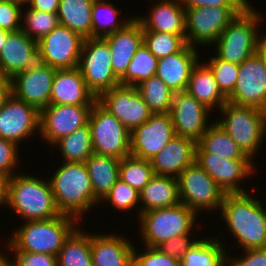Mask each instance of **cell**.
I'll return each instance as SVG.
<instances>
[{
    "label": "cell",
    "instance_id": "1",
    "mask_svg": "<svg viewBox=\"0 0 266 266\" xmlns=\"http://www.w3.org/2000/svg\"><path fill=\"white\" fill-rule=\"evenodd\" d=\"M264 204L250 192L226 193L223 199L218 213L222 218L220 221H224L227 232L235 238V247L242 248V251L266 247Z\"/></svg>",
    "mask_w": 266,
    "mask_h": 266
},
{
    "label": "cell",
    "instance_id": "2",
    "mask_svg": "<svg viewBox=\"0 0 266 266\" xmlns=\"http://www.w3.org/2000/svg\"><path fill=\"white\" fill-rule=\"evenodd\" d=\"M81 225L69 215L21 222L6 240L11 253H46L58 256L64 241Z\"/></svg>",
    "mask_w": 266,
    "mask_h": 266
},
{
    "label": "cell",
    "instance_id": "3",
    "mask_svg": "<svg viewBox=\"0 0 266 266\" xmlns=\"http://www.w3.org/2000/svg\"><path fill=\"white\" fill-rule=\"evenodd\" d=\"M49 182L61 214L72 216L81 223L82 217H86L84 213L99 206L85 162H61L53 175H49Z\"/></svg>",
    "mask_w": 266,
    "mask_h": 266
},
{
    "label": "cell",
    "instance_id": "4",
    "mask_svg": "<svg viewBox=\"0 0 266 266\" xmlns=\"http://www.w3.org/2000/svg\"><path fill=\"white\" fill-rule=\"evenodd\" d=\"M8 210L23 222L61 215L48 178L20 171L9 178Z\"/></svg>",
    "mask_w": 266,
    "mask_h": 266
},
{
    "label": "cell",
    "instance_id": "5",
    "mask_svg": "<svg viewBox=\"0 0 266 266\" xmlns=\"http://www.w3.org/2000/svg\"><path fill=\"white\" fill-rule=\"evenodd\" d=\"M251 4L220 34L214 53L225 61L241 64L259 50L264 13ZM261 23V24H260ZM261 27V28H260Z\"/></svg>",
    "mask_w": 266,
    "mask_h": 266
},
{
    "label": "cell",
    "instance_id": "6",
    "mask_svg": "<svg viewBox=\"0 0 266 266\" xmlns=\"http://www.w3.org/2000/svg\"><path fill=\"white\" fill-rule=\"evenodd\" d=\"M218 112L221 116L215 117V122L257 164L256 155L266 138V112L254 107L238 106L228 101Z\"/></svg>",
    "mask_w": 266,
    "mask_h": 266
},
{
    "label": "cell",
    "instance_id": "7",
    "mask_svg": "<svg viewBox=\"0 0 266 266\" xmlns=\"http://www.w3.org/2000/svg\"><path fill=\"white\" fill-rule=\"evenodd\" d=\"M197 218L199 216L182 203L140 213L136 221L137 231L143 241L142 247H158L174 237L196 231L193 229H196L195 225L196 227L198 225L196 224Z\"/></svg>",
    "mask_w": 266,
    "mask_h": 266
},
{
    "label": "cell",
    "instance_id": "8",
    "mask_svg": "<svg viewBox=\"0 0 266 266\" xmlns=\"http://www.w3.org/2000/svg\"><path fill=\"white\" fill-rule=\"evenodd\" d=\"M180 202L194 211L219 213L226 193L196 161L177 177Z\"/></svg>",
    "mask_w": 266,
    "mask_h": 266
},
{
    "label": "cell",
    "instance_id": "9",
    "mask_svg": "<svg viewBox=\"0 0 266 266\" xmlns=\"http://www.w3.org/2000/svg\"><path fill=\"white\" fill-rule=\"evenodd\" d=\"M88 89L98 98L103 92L120 85L112 66L109 43L101 37L85 38L77 67Z\"/></svg>",
    "mask_w": 266,
    "mask_h": 266
},
{
    "label": "cell",
    "instance_id": "10",
    "mask_svg": "<svg viewBox=\"0 0 266 266\" xmlns=\"http://www.w3.org/2000/svg\"><path fill=\"white\" fill-rule=\"evenodd\" d=\"M247 7L185 8L186 42L197 47H211L222 31Z\"/></svg>",
    "mask_w": 266,
    "mask_h": 266
},
{
    "label": "cell",
    "instance_id": "11",
    "mask_svg": "<svg viewBox=\"0 0 266 266\" xmlns=\"http://www.w3.org/2000/svg\"><path fill=\"white\" fill-rule=\"evenodd\" d=\"M88 124L95 154L118 159L130 155L131 132L98 101L91 108Z\"/></svg>",
    "mask_w": 266,
    "mask_h": 266
},
{
    "label": "cell",
    "instance_id": "12",
    "mask_svg": "<svg viewBox=\"0 0 266 266\" xmlns=\"http://www.w3.org/2000/svg\"><path fill=\"white\" fill-rule=\"evenodd\" d=\"M195 161L225 193L248 192L242 183L247 179L252 180L253 175L257 174V166L251 159L210 157V154L206 153L198 144L195 148ZM251 177L252 179H249Z\"/></svg>",
    "mask_w": 266,
    "mask_h": 266
},
{
    "label": "cell",
    "instance_id": "13",
    "mask_svg": "<svg viewBox=\"0 0 266 266\" xmlns=\"http://www.w3.org/2000/svg\"><path fill=\"white\" fill-rule=\"evenodd\" d=\"M227 101L266 112V61L259 50L239 65L238 79Z\"/></svg>",
    "mask_w": 266,
    "mask_h": 266
},
{
    "label": "cell",
    "instance_id": "14",
    "mask_svg": "<svg viewBox=\"0 0 266 266\" xmlns=\"http://www.w3.org/2000/svg\"><path fill=\"white\" fill-rule=\"evenodd\" d=\"M92 106L48 105L40 111L39 138L52 146L88 124ZM46 141V142H45Z\"/></svg>",
    "mask_w": 266,
    "mask_h": 266
},
{
    "label": "cell",
    "instance_id": "15",
    "mask_svg": "<svg viewBox=\"0 0 266 266\" xmlns=\"http://www.w3.org/2000/svg\"><path fill=\"white\" fill-rule=\"evenodd\" d=\"M97 101L130 132L145 123L152 112L136 87L118 85L103 92Z\"/></svg>",
    "mask_w": 266,
    "mask_h": 266
},
{
    "label": "cell",
    "instance_id": "16",
    "mask_svg": "<svg viewBox=\"0 0 266 266\" xmlns=\"http://www.w3.org/2000/svg\"><path fill=\"white\" fill-rule=\"evenodd\" d=\"M45 58L38 41L28 37L22 30L10 32L0 51V72L13 78L22 71L42 69Z\"/></svg>",
    "mask_w": 266,
    "mask_h": 266
},
{
    "label": "cell",
    "instance_id": "17",
    "mask_svg": "<svg viewBox=\"0 0 266 266\" xmlns=\"http://www.w3.org/2000/svg\"><path fill=\"white\" fill-rule=\"evenodd\" d=\"M39 122L40 112L12 95L0 108V138L20 146L27 139L39 137Z\"/></svg>",
    "mask_w": 266,
    "mask_h": 266
},
{
    "label": "cell",
    "instance_id": "18",
    "mask_svg": "<svg viewBox=\"0 0 266 266\" xmlns=\"http://www.w3.org/2000/svg\"><path fill=\"white\" fill-rule=\"evenodd\" d=\"M175 137L170 113H152L145 123L131 131L130 155L150 160Z\"/></svg>",
    "mask_w": 266,
    "mask_h": 266
},
{
    "label": "cell",
    "instance_id": "19",
    "mask_svg": "<svg viewBox=\"0 0 266 266\" xmlns=\"http://www.w3.org/2000/svg\"><path fill=\"white\" fill-rule=\"evenodd\" d=\"M211 112L187 91L174 93L170 115L176 136L189 138L198 143L210 123H213L209 117L213 114Z\"/></svg>",
    "mask_w": 266,
    "mask_h": 266
},
{
    "label": "cell",
    "instance_id": "20",
    "mask_svg": "<svg viewBox=\"0 0 266 266\" xmlns=\"http://www.w3.org/2000/svg\"><path fill=\"white\" fill-rule=\"evenodd\" d=\"M84 38L70 28L57 25L38 41L46 65L55 69L77 68Z\"/></svg>",
    "mask_w": 266,
    "mask_h": 266
},
{
    "label": "cell",
    "instance_id": "21",
    "mask_svg": "<svg viewBox=\"0 0 266 266\" xmlns=\"http://www.w3.org/2000/svg\"><path fill=\"white\" fill-rule=\"evenodd\" d=\"M55 72V68L46 65L42 69L17 73L12 78L13 95L34 106L40 112L50 105Z\"/></svg>",
    "mask_w": 266,
    "mask_h": 266
},
{
    "label": "cell",
    "instance_id": "22",
    "mask_svg": "<svg viewBox=\"0 0 266 266\" xmlns=\"http://www.w3.org/2000/svg\"><path fill=\"white\" fill-rule=\"evenodd\" d=\"M99 233H91L93 266H133V248L137 243L124 237V233Z\"/></svg>",
    "mask_w": 266,
    "mask_h": 266
},
{
    "label": "cell",
    "instance_id": "23",
    "mask_svg": "<svg viewBox=\"0 0 266 266\" xmlns=\"http://www.w3.org/2000/svg\"><path fill=\"white\" fill-rule=\"evenodd\" d=\"M96 101L78 68L56 69L50 105L93 106Z\"/></svg>",
    "mask_w": 266,
    "mask_h": 266
},
{
    "label": "cell",
    "instance_id": "24",
    "mask_svg": "<svg viewBox=\"0 0 266 266\" xmlns=\"http://www.w3.org/2000/svg\"><path fill=\"white\" fill-rule=\"evenodd\" d=\"M110 46L112 66L115 75L120 79L143 43V27L134 16L121 29L103 37Z\"/></svg>",
    "mask_w": 266,
    "mask_h": 266
},
{
    "label": "cell",
    "instance_id": "25",
    "mask_svg": "<svg viewBox=\"0 0 266 266\" xmlns=\"http://www.w3.org/2000/svg\"><path fill=\"white\" fill-rule=\"evenodd\" d=\"M200 49L186 45L180 52L158 59V76L173 93L186 91L193 67L200 59Z\"/></svg>",
    "mask_w": 266,
    "mask_h": 266
},
{
    "label": "cell",
    "instance_id": "26",
    "mask_svg": "<svg viewBox=\"0 0 266 266\" xmlns=\"http://www.w3.org/2000/svg\"><path fill=\"white\" fill-rule=\"evenodd\" d=\"M154 1L148 14L135 15L143 31H154L176 35H186L185 8L178 0Z\"/></svg>",
    "mask_w": 266,
    "mask_h": 266
},
{
    "label": "cell",
    "instance_id": "27",
    "mask_svg": "<svg viewBox=\"0 0 266 266\" xmlns=\"http://www.w3.org/2000/svg\"><path fill=\"white\" fill-rule=\"evenodd\" d=\"M196 144L193 140L176 136L150 159L154 174L178 177L195 161Z\"/></svg>",
    "mask_w": 266,
    "mask_h": 266
},
{
    "label": "cell",
    "instance_id": "28",
    "mask_svg": "<svg viewBox=\"0 0 266 266\" xmlns=\"http://www.w3.org/2000/svg\"><path fill=\"white\" fill-rule=\"evenodd\" d=\"M186 91L213 113H217L227 102L217 86L212 70L204 61L199 60L193 67Z\"/></svg>",
    "mask_w": 266,
    "mask_h": 266
},
{
    "label": "cell",
    "instance_id": "29",
    "mask_svg": "<svg viewBox=\"0 0 266 266\" xmlns=\"http://www.w3.org/2000/svg\"><path fill=\"white\" fill-rule=\"evenodd\" d=\"M139 193L140 213L181 203L176 177L155 174Z\"/></svg>",
    "mask_w": 266,
    "mask_h": 266
},
{
    "label": "cell",
    "instance_id": "30",
    "mask_svg": "<svg viewBox=\"0 0 266 266\" xmlns=\"http://www.w3.org/2000/svg\"><path fill=\"white\" fill-rule=\"evenodd\" d=\"M223 237V234H218L216 237L201 236L180 260V266H227V252H231V248L224 245L226 241Z\"/></svg>",
    "mask_w": 266,
    "mask_h": 266
},
{
    "label": "cell",
    "instance_id": "31",
    "mask_svg": "<svg viewBox=\"0 0 266 266\" xmlns=\"http://www.w3.org/2000/svg\"><path fill=\"white\" fill-rule=\"evenodd\" d=\"M94 199L100 203L119 179L120 159L93 153L85 161Z\"/></svg>",
    "mask_w": 266,
    "mask_h": 266
},
{
    "label": "cell",
    "instance_id": "32",
    "mask_svg": "<svg viewBox=\"0 0 266 266\" xmlns=\"http://www.w3.org/2000/svg\"><path fill=\"white\" fill-rule=\"evenodd\" d=\"M94 0H60L59 24L80 34L84 39L92 37V5Z\"/></svg>",
    "mask_w": 266,
    "mask_h": 266
},
{
    "label": "cell",
    "instance_id": "33",
    "mask_svg": "<svg viewBox=\"0 0 266 266\" xmlns=\"http://www.w3.org/2000/svg\"><path fill=\"white\" fill-rule=\"evenodd\" d=\"M78 227L64 241L57 256L58 266H93L91 232ZM83 230V231H82Z\"/></svg>",
    "mask_w": 266,
    "mask_h": 266
},
{
    "label": "cell",
    "instance_id": "34",
    "mask_svg": "<svg viewBox=\"0 0 266 266\" xmlns=\"http://www.w3.org/2000/svg\"><path fill=\"white\" fill-rule=\"evenodd\" d=\"M210 157L222 159H250L215 121L197 143Z\"/></svg>",
    "mask_w": 266,
    "mask_h": 266
},
{
    "label": "cell",
    "instance_id": "35",
    "mask_svg": "<svg viewBox=\"0 0 266 266\" xmlns=\"http://www.w3.org/2000/svg\"><path fill=\"white\" fill-rule=\"evenodd\" d=\"M114 5L109 0H94L92 5V37L103 38L114 33L134 16L131 14L130 17L127 14L121 16L123 9H118Z\"/></svg>",
    "mask_w": 266,
    "mask_h": 266
},
{
    "label": "cell",
    "instance_id": "36",
    "mask_svg": "<svg viewBox=\"0 0 266 266\" xmlns=\"http://www.w3.org/2000/svg\"><path fill=\"white\" fill-rule=\"evenodd\" d=\"M52 149L59 150L62 162H85L94 153L89 124L58 140Z\"/></svg>",
    "mask_w": 266,
    "mask_h": 266
},
{
    "label": "cell",
    "instance_id": "37",
    "mask_svg": "<svg viewBox=\"0 0 266 266\" xmlns=\"http://www.w3.org/2000/svg\"><path fill=\"white\" fill-rule=\"evenodd\" d=\"M152 113H170L174 93L156 75L136 86Z\"/></svg>",
    "mask_w": 266,
    "mask_h": 266
},
{
    "label": "cell",
    "instance_id": "38",
    "mask_svg": "<svg viewBox=\"0 0 266 266\" xmlns=\"http://www.w3.org/2000/svg\"><path fill=\"white\" fill-rule=\"evenodd\" d=\"M158 59L142 43L134 54L126 73L119 79L120 85L136 87L156 74Z\"/></svg>",
    "mask_w": 266,
    "mask_h": 266
},
{
    "label": "cell",
    "instance_id": "39",
    "mask_svg": "<svg viewBox=\"0 0 266 266\" xmlns=\"http://www.w3.org/2000/svg\"><path fill=\"white\" fill-rule=\"evenodd\" d=\"M149 160L132 155L120 159L119 179L140 192L154 176Z\"/></svg>",
    "mask_w": 266,
    "mask_h": 266
},
{
    "label": "cell",
    "instance_id": "40",
    "mask_svg": "<svg viewBox=\"0 0 266 266\" xmlns=\"http://www.w3.org/2000/svg\"><path fill=\"white\" fill-rule=\"evenodd\" d=\"M23 8L25 12L22 10L21 30L31 39L39 41L59 25L55 13L33 10L27 8V5Z\"/></svg>",
    "mask_w": 266,
    "mask_h": 266
},
{
    "label": "cell",
    "instance_id": "41",
    "mask_svg": "<svg viewBox=\"0 0 266 266\" xmlns=\"http://www.w3.org/2000/svg\"><path fill=\"white\" fill-rule=\"evenodd\" d=\"M103 203H107L104 205L109 204L108 207L112 206L114 210L123 214L126 212L129 214V211L137 210L135 211L137 212V218L140 216V193L120 179L116 181L110 192L99 203V206Z\"/></svg>",
    "mask_w": 266,
    "mask_h": 266
},
{
    "label": "cell",
    "instance_id": "42",
    "mask_svg": "<svg viewBox=\"0 0 266 266\" xmlns=\"http://www.w3.org/2000/svg\"><path fill=\"white\" fill-rule=\"evenodd\" d=\"M143 42L157 59L180 52L187 45L186 35L154 31H143Z\"/></svg>",
    "mask_w": 266,
    "mask_h": 266
},
{
    "label": "cell",
    "instance_id": "43",
    "mask_svg": "<svg viewBox=\"0 0 266 266\" xmlns=\"http://www.w3.org/2000/svg\"><path fill=\"white\" fill-rule=\"evenodd\" d=\"M205 63L212 70L219 90L227 98L233 92L236 85L239 64L220 59L215 53Z\"/></svg>",
    "mask_w": 266,
    "mask_h": 266
},
{
    "label": "cell",
    "instance_id": "44",
    "mask_svg": "<svg viewBox=\"0 0 266 266\" xmlns=\"http://www.w3.org/2000/svg\"><path fill=\"white\" fill-rule=\"evenodd\" d=\"M144 248L143 252L138 247L133 248V266H180V260L168 256L157 247Z\"/></svg>",
    "mask_w": 266,
    "mask_h": 266
},
{
    "label": "cell",
    "instance_id": "45",
    "mask_svg": "<svg viewBox=\"0 0 266 266\" xmlns=\"http://www.w3.org/2000/svg\"><path fill=\"white\" fill-rule=\"evenodd\" d=\"M16 143L0 138V176L12 177L14 174L19 173L16 169L21 166L20 149ZM18 166V167H17ZM17 167V168H16Z\"/></svg>",
    "mask_w": 266,
    "mask_h": 266
},
{
    "label": "cell",
    "instance_id": "46",
    "mask_svg": "<svg viewBox=\"0 0 266 266\" xmlns=\"http://www.w3.org/2000/svg\"><path fill=\"white\" fill-rule=\"evenodd\" d=\"M196 234L197 232L195 234L192 232L190 234L174 237L173 239L163 242L157 248L168 256L181 260L201 238L198 235L196 236Z\"/></svg>",
    "mask_w": 266,
    "mask_h": 266
},
{
    "label": "cell",
    "instance_id": "47",
    "mask_svg": "<svg viewBox=\"0 0 266 266\" xmlns=\"http://www.w3.org/2000/svg\"><path fill=\"white\" fill-rule=\"evenodd\" d=\"M23 5L0 0V29L10 32L21 30Z\"/></svg>",
    "mask_w": 266,
    "mask_h": 266
},
{
    "label": "cell",
    "instance_id": "48",
    "mask_svg": "<svg viewBox=\"0 0 266 266\" xmlns=\"http://www.w3.org/2000/svg\"><path fill=\"white\" fill-rule=\"evenodd\" d=\"M241 255L227 252V266H266V247L243 250ZM238 256V258L236 257Z\"/></svg>",
    "mask_w": 266,
    "mask_h": 266
},
{
    "label": "cell",
    "instance_id": "49",
    "mask_svg": "<svg viewBox=\"0 0 266 266\" xmlns=\"http://www.w3.org/2000/svg\"><path fill=\"white\" fill-rule=\"evenodd\" d=\"M11 266H58L57 257L46 253H11Z\"/></svg>",
    "mask_w": 266,
    "mask_h": 266
},
{
    "label": "cell",
    "instance_id": "50",
    "mask_svg": "<svg viewBox=\"0 0 266 266\" xmlns=\"http://www.w3.org/2000/svg\"><path fill=\"white\" fill-rule=\"evenodd\" d=\"M184 8L194 7H248L249 0H178Z\"/></svg>",
    "mask_w": 266,
    "mask_h": 266
},
{
    "label": "cell",
    "instance_id": "51",
    "mask_svg": "<svg viewBox=\"0 0 266 266\" xmlns=\"http://www.w3.org/2000/svg\"><path fill=\"white\" fill-rule=\"evenodd\" d=\"M60 0H31L27 7L33 10L58 13Z\"/></svg>",
    "mask_w": 266,
    "mask_h": 266
},
{
    "label": "cell",
    "instance_id": "52",
    "mask_svg": "<svg viewBox=\"0 0 266 266\" xmlns=\"http://www.w3.org/2000/svg\"><path fill=\"white\" fill-rule=\"evenodd\" d=\"M12 95V78L0 72V108Z\"/></svg>",
    "mask_w": 266,
    "mask_h": 266
},
{
    "label": "cell",
    "instance_id": "53",
    "mask_svg": "<svg viewBox=\"0 0 266 266\" xmlns=\"http://www.w3.org/2000/svg\"><path fill=\"white\" fill-rule=\"evenodd\" d=\"M8 196H9V177L0 176V209L5 206L8 207Z\"/></svg>",
    "mask_w": 266,
    "mask_h": 266
},
{
    "label": "cell",
    "instance_id": "54",
    "mask_svg": "<svg viewBox=\"0 0 266 266\" xmlns=\"http://www.w3.org/2000/svg\"><path fill=\"white\" fill-rule=\"evenodd\" d=\"M6 243L7 241H5V244L3 245V247L5 246L6 250L4 248L2 252L0 251V266H11V252L8 244Z\"/></svg>",
    "mask_w": 266,
    "mask_h": 266
},
{
    "label": "cell",
    "instance_id": "55",
    "mask_svg": "<svg viewBox=\"0 0 266 266\" xmlns=\"http://www.w3.org/2000/svg\"><path fill=\"white\" fill-rule=\"evenodd\" d=\"M262 35H260L259 38V52L263 55L266 61V32H261Z\"/></svg>",
    "mask_w": 266,
    "mask_h": 266
},
{
    "label": "cell",
    "instance_id": "56",
    "mask_svg": "<svg viewBox=\"0 0 266 266\" xmlns=\"http://www.w3.org/2000/svg\"><path fill=\"white\" fill-rule=\"evenodd\" d=\"M9 33L10 31L0 29V51L2 47L4 46Z\"/></svg>",
    "mask_w": 266,
    "mask_h": 266
},
{
    "label": "cell",
    "instance_id": "57",
    "mask_svg": "<svg viewBox=\"0 0 266 266\" xmlns=\"http://www.w3.org/2000/svg\"><path fill=\"white\" fill-rule=\"evenodd\" d=\"M31 0H18V3L25 6V5H28V3L30 2Z\"/></svg>",
    "mask_w": 266,
    "mask_h": 266
},
{
    "label": "cell",
    "instance_id": "58",
    "mask_svg": "<svg viewBox=\"0 0 266 266\" xmlns=\"http://www.w3.org/2000/svg\"><path fill=\"white\" fill-rule=\"evenodd\" d=\"M3 1H11V2H14V3H18V0H3Z\"/></svg>",
    "mask_w": 266,
    "mask_h": 266
}]
</instances>
